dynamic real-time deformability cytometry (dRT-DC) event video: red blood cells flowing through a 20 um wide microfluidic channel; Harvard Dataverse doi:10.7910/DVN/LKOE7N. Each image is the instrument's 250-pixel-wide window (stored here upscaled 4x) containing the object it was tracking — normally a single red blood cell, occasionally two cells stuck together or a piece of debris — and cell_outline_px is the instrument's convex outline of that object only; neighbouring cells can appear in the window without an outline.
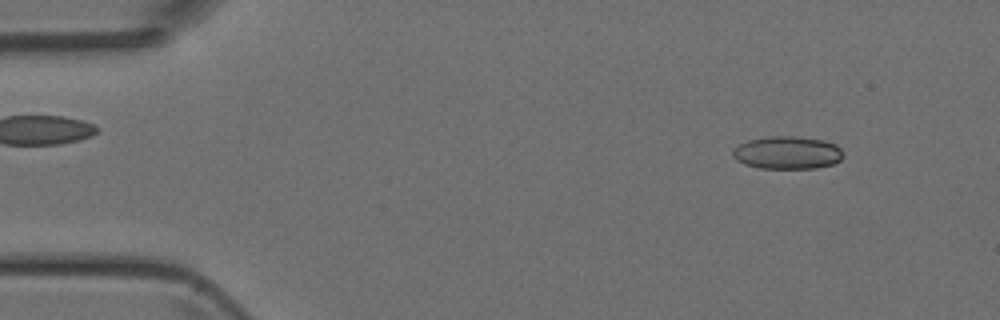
{"species": "Egyptian fruit bat (a non-hibernating species)", "species_latin": "Rousettus aegyptiacus", "temperature_condition": "room temperature", "stored_images_in_passage": 13, "camera_frame_rate_fps": 3000, "um_per_image_px": 0.085, "animal": {"sex": "female"}, "frame": {"image": 1, "passage_image": 4, "time_ms": 1.0, "image_size_px": [1000, 320], "cell_outline_px": [[844, 156], [840, 160], [832, 164], [816, 168], [760, 168], [744, 164], [736, 160], [732, 156], [732, 152], [740, 144], [748, 140], [768, 136], [796, 136], [824, 140], [836, 144], [844, 152]], "centroid_in_image_um": [66.95, 12.97], "position_along_channel_um": 18.1, "area_um2": 21.21}}
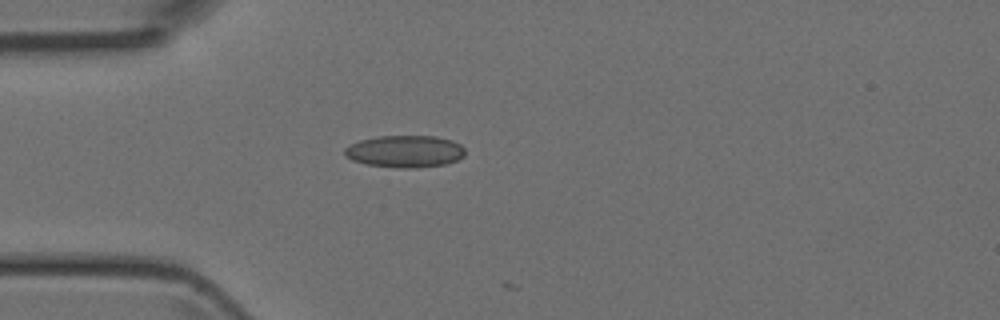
{"frame": {"image": 2, "passage_image": 12, "time_ms": 3.667, "image_size_px": [1000, 320], "cell_outline_px": [[464, 156], [456, 160], [444, 164], [416, 168], [400, 168], [368, 164], [352, 160], [344, 156], [344, 148], [360, 140], [380, 136], [436, 136], [452, 140], [460, 144], [464, 148]], "centroid_in_image_um": [34.42, 12.86], "position_along_channel_um": 50.6, "area_um2": 22.43}}